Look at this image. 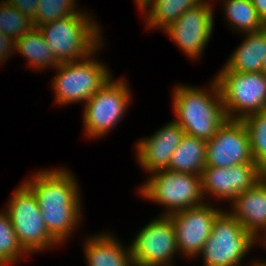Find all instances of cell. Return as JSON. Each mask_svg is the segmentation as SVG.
Segmentation results:
<instances>
[{"label":"cell","instance_id":"cell-1","mask_svg":"<svg viewBox=\"0 0 266 266\" xmlns=\"http://www.w3.org/2000/svg\"><path fill=\"white\" fill-rule=\"evenodd\" d=\"M34 177L24 184L37 200L49 235L63 243L80 218L76 180L67 170L39 171Z\"/></svg>","mask_w":266,"mask_h":266},{"label":"cell","instance_id":"cell-2","mask_svg":"<svg viewBox=\"0 0 266 266\" xmlns=\"http://www.w3.org/2000/svg\"><path fill=\"white\" fill-rule=\"evenodd\" d=\"M212 84V94L186 86H178L173 93L174 112L177 115L175 121L185 134L206 141L212 139L218 128L228 119L216 79Z\"/></svg>","mask_w":266,"mask_h":266},{"label":"cell","instance_id":"cell-3","mask_svg":"<svg viewBox=\"0 0 266 266\" xmlns=\"http://www.w3.org/2000/svg\"><path fill=\"white\" fill-rule=\"evenodd\" d=\"M90 20L78 12L38 27L59 64L84 59L98 50L99 28Z\"/></svg>","mask_w":266,"mask_h":266},{"label":"cell","instance_id":"cell-4","mask_svg":"<svg viewBox=\"0 0 266 266\" xmlns=\"http://www.w3.org/2000/svg\"><path fill=\"white\" fill-rule=\"evenodd\" d=\"M228 119L243 120L266 110V73H240L222 70L215 78ZM240 111L238 116L232 114Z\"/></svg>","mask_w":266,"mask_h":266},{"label":"cell","instance_id":"cell-5","mask_svg":"<svg viewBox=\"0 0 266 266\" xmlns=\"http://www.w3.org/2000/svg\"><path fill=\"white\" fill-rule=\"evenodd\" d=\"M256 237L230 213L221 212L200 254L205 266H238Z\"/></svg>","mask_w":266,"mask_h":266},{"label":"cell","instance_id":"cell-6","mask_svg":"<svg viewBox=\"0 0 266 266\" xmlns=\"http://www.w3.org/2000/svg\"><path fill=\"white\" fill-rule=\"evenodd\" d=\"M91 56L79 59L81 62L60 63L55 67L59 70L53 80L57 103L87 102L112 78L105 65L92 61Z\"/></svg>","mask_w":266,"mask_h":266},{"label":"cell","instance_id":"cell-7","mask_svg":"<svg viewBox=\"0 0 266 266\" xmlns=\"http://www.w3.org/2000/svg\"><path fill=\"white\" fill-rule=\"evenodd\" d=\"M153 173L150 180L142 186L141 194L167 208L169 206V211L164 215L203 204L201 176L169 170Z\"/></svg>","mask_w":266,"mask_h":266},{"label":"cell","instance_id":"cell-8","mask_svg":"<svg viewBox=\"0 0 266 266\" xmlns=\"http://www.w3.org/2000/svg\"><path fill=\"white\" fill-rule=\"evenodd\" d=\"M7 206L6 213L25 252L40 251L57 244L48 233L34 194L24 183L15 190Z\"/></svg>","mask_w":266,"mask_h":266},{"label":"cell","instance_id":"cell-9","mask_svg":"<svg viewBox=\"0 0 266 266\" xmlns=\"http://www.w3.org/2000/svg\"><path fill=\"white\" fill-rule=\"evenodd\" d=\"M130 93L123 80L111 79L85 104L84 124L88 136L106 134L124 115L129 104Z\"/></svg>","mask_w":266,"mask_h":266},{"label":"cell","instance_id":"cell-10","mask_svg":"<svg viewBox=\"0 0 266 266\" xmlns=\"http://www.w3.org/2000/svg\"><path fill=\"white\" fill-rule=\"evenodd\" d=\"M158 218L133 240L130 252L135 266H171L170 259L178 250L175 227L168 215Z\"/></svg>","mask_w":266,"mask_h":266},{"label":"cell","instance_id":"cell-11","mask_svg":"<svg viewBox=\"0 0 266 266\" xmlns=\"http://www.w3.org/2000/svg\"><path fill=\"white\" fill-rule=\"evenodd\" d=\"M255 163L248 130L242 120L227 119L214 137L206 141V167Z\"/></svg>","mask_w":266,"mask_h":266},{"label":"cell","instance_id":"cell-12","mask_svg":"<svg viewBox=\"0 0 266 266\" xmlns=\"http://www.w3.org/2000/svg\"><path fill=\"white\" fill-rule=\"evenodd\" d=\"M221 212L202 204L168 215L175 227L178 251H183L187 256L200 254Z\"/></svg>","mask_w":266,"mask_h":266},{"label":"cell","instance_id":"cell-13","mask_svg":"<svg viewBox=\"0 0 266 266\" xmlns=\"http://www.w3.org/2000/svg\"><path fill=\"white\" fill-rule=\"evenodd\" d=\"M266 173L256 163L228 167H205L201 174L202 193L233 200L252 188ZM208 191V192H207Z\"/></svg>","mask_w":266,"mask_h":266},{"label":"cell","instance_id":"cell-14","mask_svg":"<svg viewBox=\"0 0 266 266\" xmlns=\"http://www.w3.org/2000/svg\"><path fill=\"white\" fill-rule=\"evenodd\" d=\"M209 3L185 11L164 30L190 57L201 55L212 34L213 16Z\"/></svg>","mask_w":266,"mask_h":266},{"label":"cell","instance_id":"cell-15","mask_svg":"<svg viewBox=\"0 0 266 266\" xmlns=\"http://www.w3.org/2000/svg\"><path fill=\"white\" fill-rule=\"evenodd\" d=\"M185 132L172 121L149 139L138 142V160L150 172L168 170L171 156L183 139Z\"/></svg>","mask_w":266,"mask_h":266},{"label":"cell","instance_id":"cell-16","mask_svg":"<svg viewBox=\"0 0 266 266\" xmlns=\"http://www.w3.org/2000/svg\"><path fill=\"white\" fill-rule=\"evenodd\" d=\"M232 201L234 211L230 214L257 238L266 227V175Z\"/></svg>","mask_w":266,"mask_h":266},{"label":"cell","instance_id":"cell-17","mask_svg":"<svg viewBox=\"0 0 266 266\" xmlns=\"http://www.w3.org/2000/svg\"><path fill=\"white\" fill-rule=\"evenodd\" d=\"M246 36L222 70L240 73L263 72V60L266 55V26L259 31L248 32Z\"/></svg>","mask_w":266,"mask_h":266},{"label":"cell","instance_id":"cell-18","mask_svg":"<svg viewBox=\"0 0 266 266\" xmlns=\"http://www.w3.org/2000/svg\"><path fill=\"white\" fill-rule=\"evenodd\" d=\"M114 239L103 234L87 240L85 254L89 266H135L130 248L123 250Z\"/></svg>","mask_w":266,"mask_h":266},{"label":"cell","instance_id":"cell-19","mask_svg":"<svg viewBox=\"0 0 266 266\" xmlns=\"http://www.w3.org/2000/svg\"><path fill=\"white\" fill-rule=\"evenodd\" d=\"M206 167V140L184 134L173 152L169 171L201 176Z\"/></svg>","mask_w":266,"mask_h":266},{"label":"cell","instance_id":"cell-20","mask_svg":"<svg viewBox=\"0 0 266 266\" xmlns=\"http://www.w3.org/2000/svg\"><path fill=\"white\" fill-rule=\"evenodd\" d=\"M203 0H150L145 8L150 7L147 14V22L150 28H167L175 22L185 11L201 5ZM158 26V27H157Z\"/></svg>","mask_w":266,"mask_h":266},{"label":"cell","instance_id":"cell-21","mask_svg":"<svg viewBox=\"0 0 266 266\" xmlns=\"http://www.w3.org/2000/svg\"><path fill=\"white\" fill-rule=\"evenodd\" d=\"M14 49L26 56L36 68H45L51 64L52 67H56L59 64L37 27H33L28 33L19 37L15 41Z\"/></svg>","mask_w":266,"mask_h":266},{"label":"cell","instance_id":"cell-22","mask_svg":"<svg viewBox=\"0 0 266 266\" xmlns=\"http://www.w3.org/2000/svg\"><path fill=\"white\" fill-rule=\"evenodd\" d=\"M225 13L232 25L241 32H255L263 29L266 24L258 16L252 0H226Z\"/></svg>","mask_w":266,"mask_h":266},{"label":"cell","instance_id":"cell-23","mask_svg":"<svg viewBox=\"0 0 266 266\" xmlns=\"http://www.w3.org/2000/svg\"><path fill=\"white\" fill-rule=\"evenodd\" d=\"M248 130L253 161L266 173V110L242 120Z\"/></svg>","mask_w":266,"mask_h":266},{"label":"cell","instance_id":"cell-24","mask_svg":"<svg viewBox=\"0 0 266 266\" xmlns=\"http://www.w3.org/2000/svg\"><path fill=\"white\" fill-rule=\"evenodd\" d=\"M33 27V21L28 16L7 1H2L0 4V33L16 41Z\"/></svg>","mask_w":266,"mask_h":266},{"label":"cell","instance_id":"cell-25","mask_svg":"<svg viewBox=\"0 0 266 266\" xmlns=\"http://www.w3.org/2000/svg\"><path fill=\"white\" fill-rule=\"evenodd\" d=\"M75 0H39L38 8L33 20L34 27H39L46 23L69 17L79 11H75Z\"/></svg>","mask_w":266,"mask_h":266},{"label":"cell","instance_id":"cell-26","mask_svg":"<svg viewBox=\"0 0 266 266\" xmlns=\"http://www.w3.org/2000/svg\"><path fill=\"white\" fill-rule=\"evenodd\" d=\"M24 253L26 252L16 238V232L8 214L0 213V259L6 264H12Z\"/></svg>","mask_w":266,"mask_h":266},{"label":"cell","instance_id":"cell-27","mask_svg":"<svg viewBox=\"0 0 266 266\" xmlns=\"http://www.w3.org/2000/svg\"><path fill=\"white\" fill-rule=\"evenodd\" d=\"M9 4L17 8L21 13L28 16L32 21L38 8L39 0H6Z\"/></svg>","mask_w":266,"mask_h":266},{"label":"cell","instance_id":"cell-28","mask_svg":"<svg viewBox=\"0 0 266 266\" xmlns=\"http://www.w3.org/2000/svg\"><path fill=\"white\" fill-rule=\"evenodd\" d=\"M15 47V41L0 33V61H4ZM12 50V51H11Z\"/></svg>","mask_w":266,"mask_h":266},{"label":"cell","instance_id":"cell-29","mask_svg":"<svg viewBox=\"0 0 266 266\" xmlns=\"http://www.w3.org/2000/svg\"><path fill=\"white\" fill-rule=\"evenodd\" d=\"M258 16L266 24V0H252Z\"/></svg>","mask_w":266,"mask_h":266},{"label":"cell","instance_id":"cell-30","mask_svg":"<svg viewBox=\"0 0 266 266\" xmlns=\"http://www.w3.org/2000/svg\"><path fill=\"white\" fill-rule=\"evenodd\" d=\"M136 1L138 3L137 5L140 6V9L142 10L150 0H136Z\"/></svg>","mask_w":266,"mask_h":266},{"label":"cell","instance_id":"cell-31","mask_svg":"<svg viewBox=\"0 0 266 266\" xmlns=\"http://www.w3.org/2000/svg\"><path fill=\"white\" fill-rule=\"evenodd\" d=\"M263 72L266 73V55H265V58L263 60Z\"/></svg>","mask_w":266,"mask_h":266},{"label":"cell","instance_id":"cell-32","mask_svg":"<svg viewBox=\"0 0 266 266\" xmlns=\"http://www.w3.org/2000/svg\"><path fill=\"white\" fill-rule=\"evenodd\" d=\"M253 266H266V263H262V262H261V263H260V262L257 263V262H256V264L253 263Z\"/></svg>","mask_w":266,"mask_h":266},{"label":"cell","instance_id":"cell-33","mask_svg":"<svg viewBox=\"0 0 266 266\" xmlns=\"http://www.w3.org/2000/svg\"><path fill=\"white\" fill-rule=\"evenodd\" d=\"M264 232L266 233V227L264 228ZM266 235V234H265ZM264 245L266 247V236L264 237Z\"/></svg>","mask_w":266,"mask_h":266},{"label":"cell","instance_id":"cell-34","mask_svg":"<svg viewBox=\"0 0 266 266\" xmlns=\"http://www.w3.org/2000/svg\"><path fill=\"white\" fill-rule=\"evenodd\" d=\"M6 263L0 259V266H5Z\"/></svg>","mask_w":266,"mask_h":266}]
</instances>
